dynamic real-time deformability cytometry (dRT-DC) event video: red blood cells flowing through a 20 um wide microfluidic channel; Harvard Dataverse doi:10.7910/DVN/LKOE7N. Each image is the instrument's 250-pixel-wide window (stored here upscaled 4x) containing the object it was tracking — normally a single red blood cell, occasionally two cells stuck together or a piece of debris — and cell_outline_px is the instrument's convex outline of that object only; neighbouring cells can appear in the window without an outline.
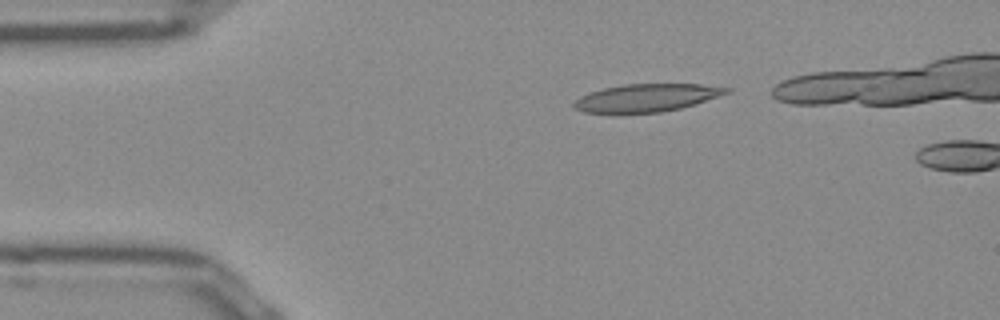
{"species": "Egyptian fruit bat (a non-hibernating species)", "species_latin": "Rousettus aegyptiacus", "temperature_condition": "room temperature", "stored_images_in_passage": 3, "camera_frame_rate_fps": 3000, "um_per_image_px": 0.085, "frame": {"image": 1, "passage_image": 1, "time_ms": 0.0, "image_size_px": [1000, 320], "cell_outline_px": [[732, 88], [728, 92], [680, 108], [660, 112], [584, 112], [576, 108], [572, 104], [580, 96], [588, 92], [604, 88], [624, 84], [700, 84]], "centroid_in_image_um": [54.91, 8.29], "position_along_channel_um": 30.1, "area_um2": 24.04}}